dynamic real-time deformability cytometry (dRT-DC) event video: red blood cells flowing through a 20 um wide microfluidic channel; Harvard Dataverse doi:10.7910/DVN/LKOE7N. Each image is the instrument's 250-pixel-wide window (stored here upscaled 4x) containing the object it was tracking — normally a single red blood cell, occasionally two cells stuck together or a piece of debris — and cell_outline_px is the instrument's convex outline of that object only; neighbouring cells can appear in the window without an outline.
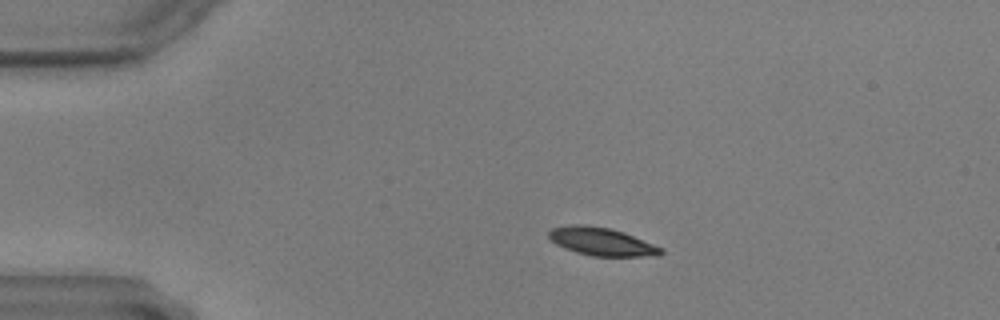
{"species": "common noctule bat (a hibernating species)", "species_latin": "Nyctalus noctula", "temperature_condition": "warm", "stored_images_in_passage": 58, "camera_frame_rate_fps": 3000, "um_per_image_px": 0.085, "animal": {"sex": "male", "body_mass_g": 17.9, "forearm_length_mm": 54.2}, "frame": {"image": 1, "passage_image": 11, "time_ms": 3.333, "image_size_px": [1000, 320], "cell_outline_px": [[664, 252], [660, 256], [592, 256], [576, 252], [564, 248], [556, 244], [548, 236], [548, 232], [552, 228], [572, 224], [584, 224], [612, 228], [624, 232], [664, 248]], "centroid_in_image_um": [51.17, 20.53], "position_along_channel_um": 33.8, "area_um2": 18.5}}
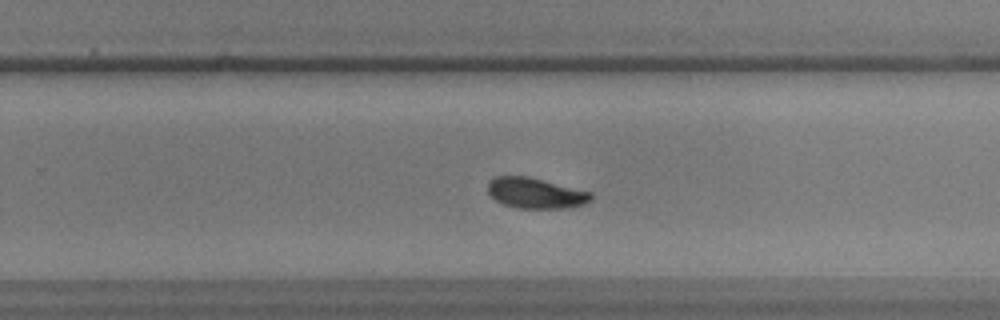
{"frame": {"image": 2, "passage_image": 37, "time_ms": 12.0, "image_size_px": [1000, 320], "cell_outline_px": [[592, 200], [584, 204], [564, 208], [516, 208], [504, 204], [496, 200], [488, 192], [488, 180], [496, 176], [528, 176], [592, 192]], "centroid_in_image_um": [45.52, 16.41], "position_along_channel_um": 284.3, "area_um2": 18.38}}
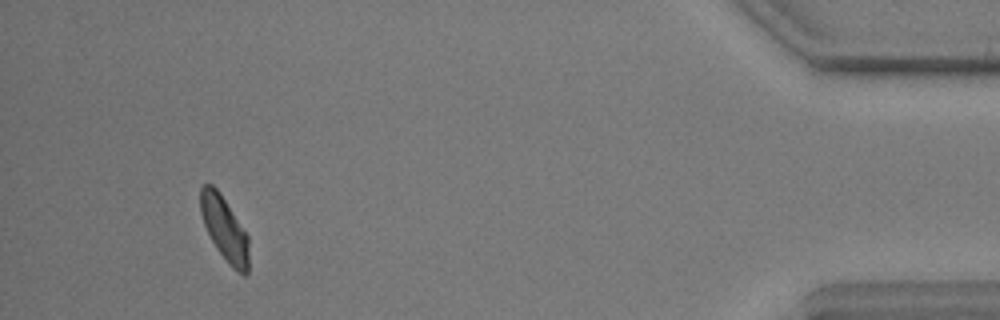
{"frame": {"image": 3, "passage_image": 54, "time_ms": 17.667, "image_size_px": [1000, 320], "cell_outline_px": [[248, 272], [244, 276], [232, 268], [228, 264], [216, 248], [204, 224], [200, 212], [200, 188], [204, 184], [212, 184], [220, 192], [248, 236]], "centroid_in_image_um": [19.07, 19.44], "position_along_channel_um": 416.1, "area_um2": 17.98}}